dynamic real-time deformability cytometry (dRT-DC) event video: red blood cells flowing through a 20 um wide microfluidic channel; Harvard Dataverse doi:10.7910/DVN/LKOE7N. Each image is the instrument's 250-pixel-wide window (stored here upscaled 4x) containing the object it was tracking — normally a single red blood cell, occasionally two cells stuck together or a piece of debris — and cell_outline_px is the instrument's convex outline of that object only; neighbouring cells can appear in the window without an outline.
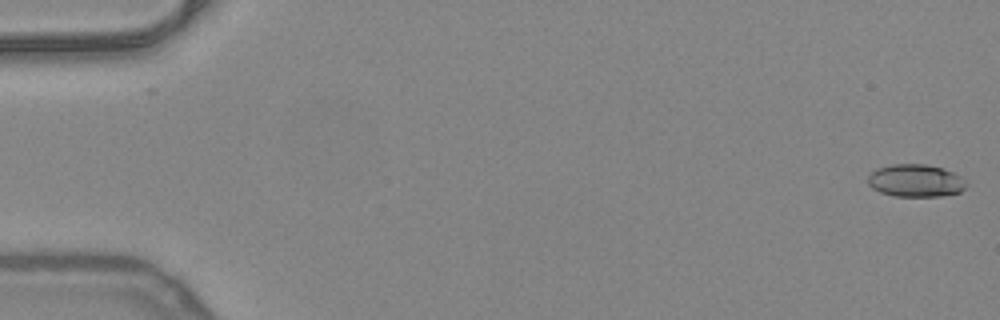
{"species": "common noctule bat (a hibernating species)", "species_latin": "Nyctalus noctula", "temperature_condition": "warm", "stored_images_in_passage": 52, "camera_frame_rate_fps": 3000, "um_per_image_px": 0.085, "animal": {"sex": "female", "body_mass_g": 24.6, "forearm_length_mm": 56.2}, "frame": {"image": 1, "passage_image": 1, "time_ms": 0.0, "image_size_px": [1000, 320], "cell_outline_px": [[968, 184], [960, 192], [940, 196], [892, 196], [880, 192], [872, 188], [868, 184], [868, 176], [876, 168], [892, 164], [924, 164], [940, 168], [952, 172], [960, 176]], "centroid_in_image_um": [77.8, 15.36], "position_along_channel_um": 7.2, "area_um2": 18.61}}
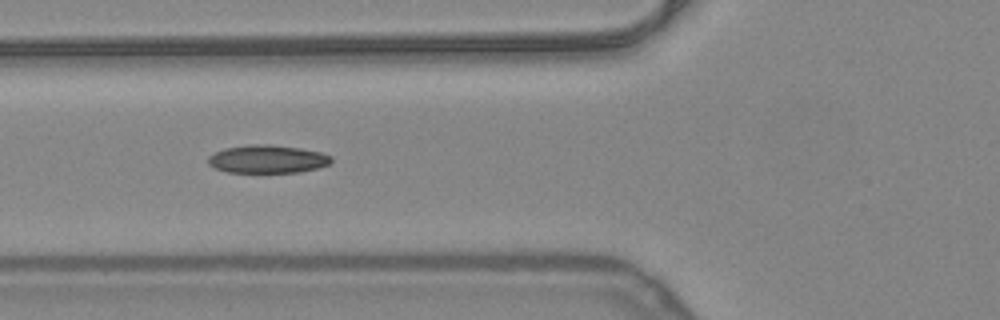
{"frame": {"image": 2, "passage_image": 20, "time_ms": 6.333, "image_size_px": [1000, 320], "cell_outline_px": [[332, 160], [328, 164], [316, 168], [300, 172], [228, 172], [216, 168], [208, 164], [208, 156], [224, 148], [252, 144], [268, 144], [300, 148], [320, 152], [332, 156]], "centroid_in_image_um": [22.73, 13.51], "position_along_channel_um": 103.1, "area_um2": 20.0}}
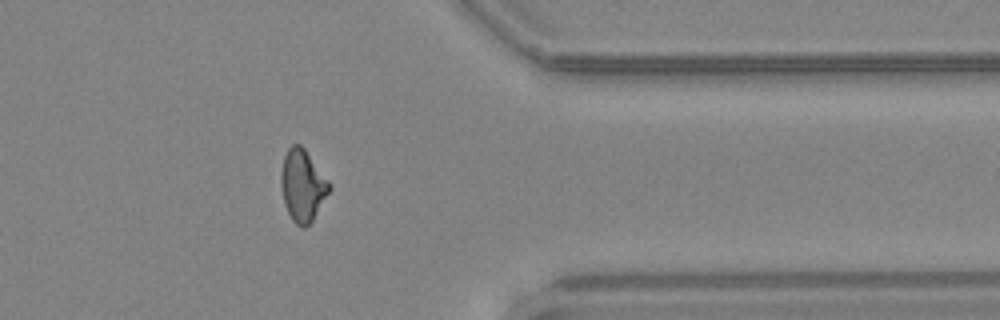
{"frame": {"image": 3, "passage_image": 42, "time_ms": 13.667, "image_size_px": [1000, 320], "cell_outline_px": [[332, 188], [312, 220], [304, 228], [300, 228], [292, 220], [284, 204], [280, 184], [280, 172], [284, 156], [288, 148], [292, 144], [300, 144], [304, 148], [332, 184]], "centroid_in_image_um": [25.71, 15.76], "position_along_channel_um": 385.7, "area_um2": 20.35}, "authors_computed_cell_mechanics": {"area_um2": 19.7098, "velocity_mm_per_s": 4.0421, "shape_relaxation_time_tau1_ms": 9.0388, "shape_relaxation_time_tau2_ms": 2.2738, "deformation_change_tau1": 0.2193, "deformation_change_tau2": 0.0932}}